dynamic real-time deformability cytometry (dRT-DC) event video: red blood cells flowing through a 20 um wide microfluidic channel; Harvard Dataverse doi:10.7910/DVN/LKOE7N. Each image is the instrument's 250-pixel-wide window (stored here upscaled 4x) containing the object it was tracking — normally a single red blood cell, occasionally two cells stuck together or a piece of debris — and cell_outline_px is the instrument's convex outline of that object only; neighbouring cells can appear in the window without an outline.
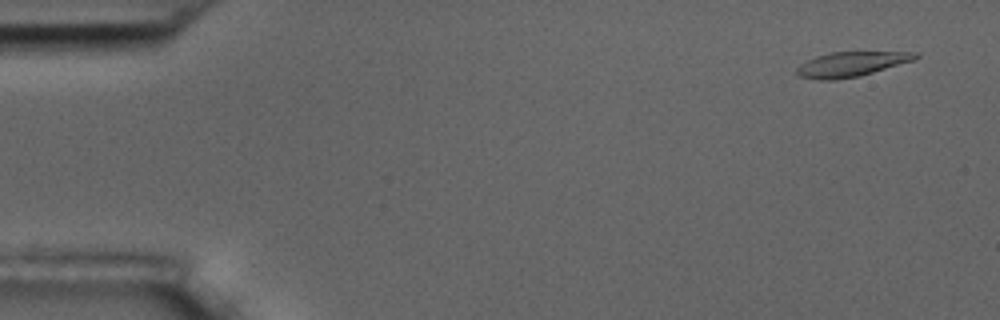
{"species": "common noctule bat (a hibernating species)", "species_latin": "Nyctalus noctula", "temperature_condition": "room temperature", "stored_images_in_passage": 6, "camera_frame_rate_fps": 3000, "um_per_image_px": 0.085, "animal": {"sex": "male", "body_mass_g": 17.5, "forearm_length_mm": 52.3}, "frame": {"image": 1, "passage_image": 1, "time_ms": 0.0, "image_size_px": [1000, 320], "cell_outline_px": [[920, 56], [916, 60], [860, 76], [836, 80], [820, 80], [796, 76], [796, 68], [800, 64], [816, 56], [832, 52], [920, 52]], "centroid_in_image_um": [72.38, 5.46], "position_along_channel_um": 12.6, "area_um2": 17.34}}
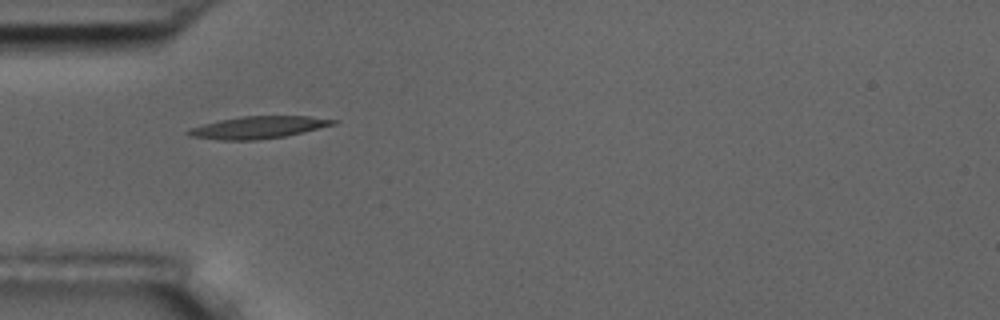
{"frame": {"image": 2, "passage_image": 5, "time_ms": 4.667, "image_size_px": [1000, 320], "cell_outline_px": [[336, 124], [284, 136], [256, 140], [220, 140], [188, 136], [184, 132], [188, 128], [220, 120], [244, 116], [308, 116], [336, 120]], "centroid_in_image_um": [21.87, 10.83], "position_along_channel_um": 63.1, "area_um2": 18.55}}